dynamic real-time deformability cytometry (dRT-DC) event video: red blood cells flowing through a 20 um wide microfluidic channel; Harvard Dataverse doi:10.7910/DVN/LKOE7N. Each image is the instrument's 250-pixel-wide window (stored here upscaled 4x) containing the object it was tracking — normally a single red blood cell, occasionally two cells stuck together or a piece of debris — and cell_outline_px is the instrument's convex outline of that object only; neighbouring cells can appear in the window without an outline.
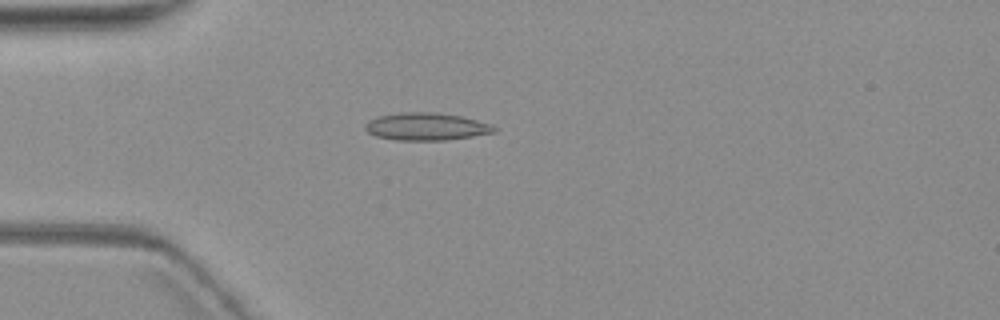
{"species": "common noctule bat (a hibernating species)", "species_latin": "Nyctalus noctula", "temperature_condition": "warm", "stored_images_in_passage": 1, "camera_frame_rate_fps": 3000, "um_per_image_px": 0.085, "animal": {"sex": "female", "body_mass_g": 19.3, "forearm_length_mm": 54.1}, "frame": {"image": 1, "passage_image": 1, "time_ms": 0.0, "image_size_px": [1000, 320], "cell_outline_px": [[496, 132], [472, 136], [444, 140], [396, 140], [376, 136], [368, 132], [364, 128], [364, 124], [368, 120], [380, 116], [400, 112], [436, 112], [460, 116], [492, 124], [496, 128]], "centroid_in_image_um": [36.21, 10.75], "position_along_channel_um": 48.8, "area_um2": 20.63}}